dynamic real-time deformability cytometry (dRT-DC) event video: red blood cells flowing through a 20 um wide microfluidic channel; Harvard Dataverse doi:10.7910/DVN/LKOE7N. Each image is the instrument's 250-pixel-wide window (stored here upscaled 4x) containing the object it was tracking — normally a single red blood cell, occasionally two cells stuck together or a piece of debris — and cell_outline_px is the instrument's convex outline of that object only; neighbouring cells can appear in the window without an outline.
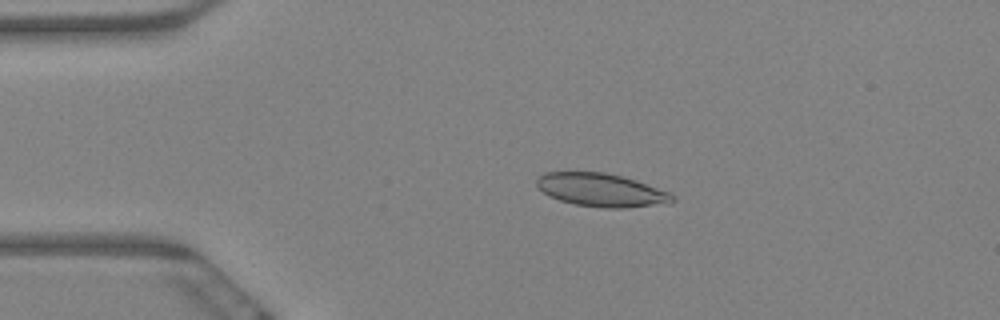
{"species": "Egyptian fruit bat (a non-hibernating species)", "species_latin": "Rousettus aegyptiacus", "temperature_condition": "warm", "stored_images_in_passage": 62, "camera_frame_rate_fps": 3000, "um_per_image_px": 0.085, "animal": {"sex": "female"}, "frame": {"image": 1, "passage_image": 12, "time_ms": 3.667, "image_size_px": [1000, 320], "cell_outline_px": [[676, 200], [672, 204], [624, 208], [604, 208], [576, 204], [560, 200], [548, 196], [536, 184], [536, 180], [544, 172], [604, 172], [636, 180], [668, 192], [676, 196]], "centroid_in_image_um": [51.16, 16.17], "position_along_channel_um": 33.8, "area_um2": 26.36}}
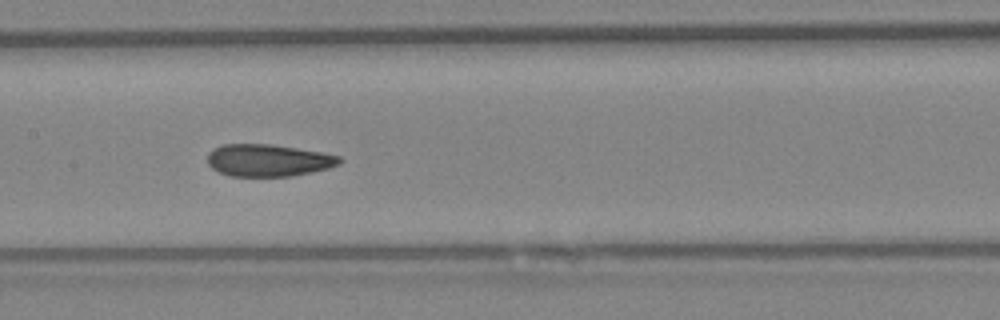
{"frame": {"image": 2, "passage_image": 30, "time_ms": 9.667, "image_size_px": [1000, 320], "cell_outline_px": [[344, 160], [340, 164], [328, 168], [312, 172], [292, 176], [232, 176], [220, 172], [212, 168], [208, 164], [208, 152], [212, 148], [224, 144], [268, 144], [324, 152], [340, 156]], "centroid_in_image_um": [22.83, 13.62], "position_along_channel_um": 184.6, "area_um2": 24.85}}
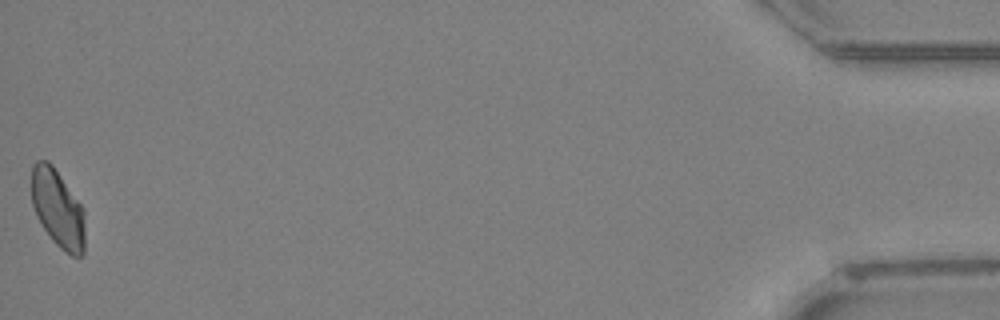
{"frame": {"image": 3, "passage_image": 62, "time_ms": 20.333, "image_size_px": [1000, 320], "cell_outline_px": [[84, 252], [80, 256], [72, 256], [64, 252], [52, 240], [36, 216], [32, 204], [32, 164], [36, 160], [48, 160], [52, 164], [84, 208]], "centroid_in_image_um": [4.91, 17.72], "position_along_channel_um": 430.3, "area_um2": 24.33}, "authors_computed_cell_mechanics": {"area_um2": 25.2297, "velocity_mm_per_s": 3.2276, "shape_relaxation_time_tau1_ms": null, "shape_relaxation_time_tau2_ms": 2.1, "deformation_change_tau1": null, "deformation_change_tau2": 0.0651}}